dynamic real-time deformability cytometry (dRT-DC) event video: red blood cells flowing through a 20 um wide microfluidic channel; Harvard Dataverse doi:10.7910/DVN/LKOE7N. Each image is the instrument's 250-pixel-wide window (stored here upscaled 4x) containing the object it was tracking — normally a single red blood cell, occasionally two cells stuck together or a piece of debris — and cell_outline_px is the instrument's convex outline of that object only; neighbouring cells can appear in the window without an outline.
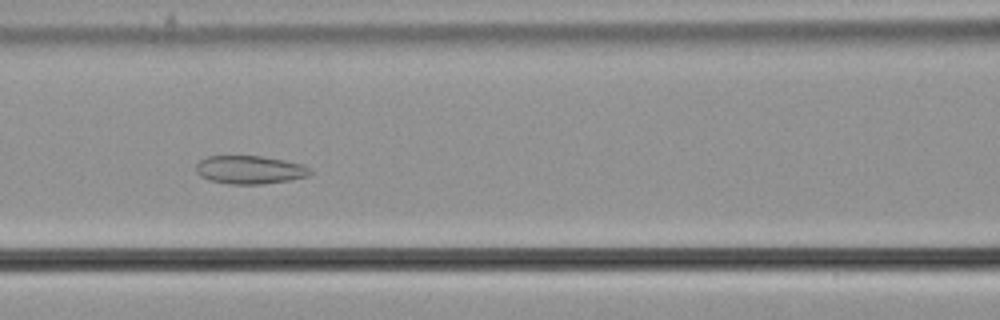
{"species": "common noctule bat (a hibernating species)", "species_latin": "Nyctalus noctula", "temperature_condition": "cold", "stored_images_in_passage": 51, "camera_frame_rate_fps": 3000, "um_per_image_px": 0.085, "animal": {"sex": "male", "body_mass_g": 21.5, "forearm_length_mm": 52.0}, "frame": {"image": 1, "passage_image": 19, "time_ms": 6.0, "image_size_px": [1000, 320], "cell_outline_px": [[312, 172], [308, 176], [288, 180], [260, 184], [228, 184], [208, 180], [200, 176], [196, 172], [196, 164], [200, 160], [208, 156], [260, 156], [284, 160], [304, 164], [312, 168]], "centroid_in_image_um": [21.23, 14.43], "position_along_channel_um": 145.4, "area_um2": 18.9}}
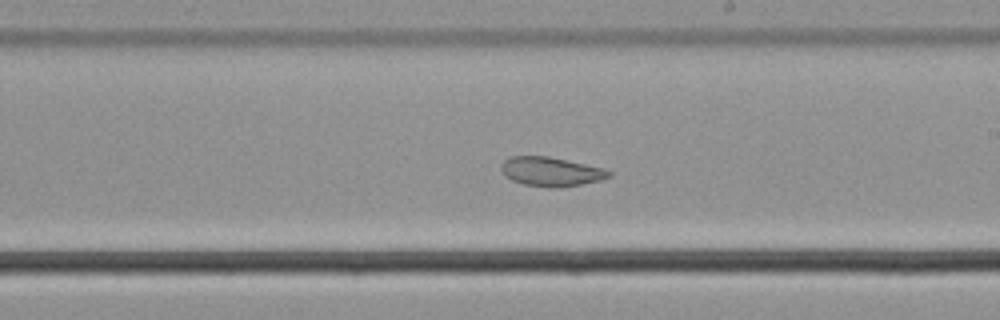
{"frame": {"image": 2, "passage_image": 27, "time_ms": 8.667, "image_size_px": [1000, 320], "cell_outline_px": [[612, 176], [600, 180], [560, 188], [548, 188], [524, 184], [512, 180], [504, 176], [500, 168], [500, 164], [504, 160], [512, 156], [548, 156], [604, 168], [612, 172]], "centroid_in_image_um": [46.82, 14.59], "position_along_channel_um": 242.2, "area_um2": 18.44}}
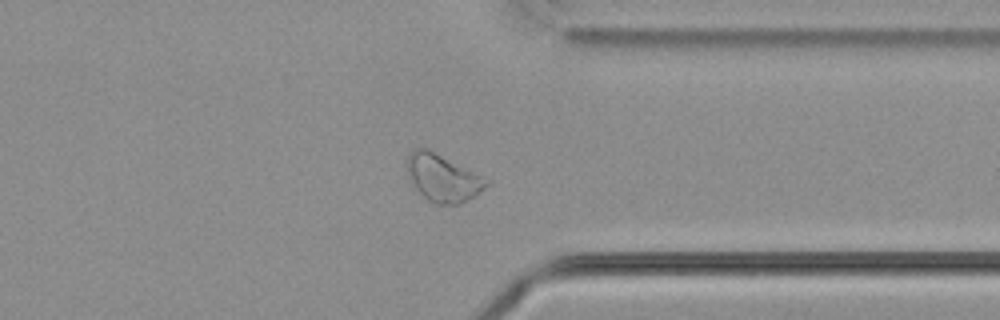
{"frame": {"image": 3, "passage_image": 38, "time_ms": 12.333, "image_size_px": [1000, 320], "cell_outline_px": [[492, 184], [468, 200], [456, 204], [436, 204], [428, 200], [416, 188], [408, 172], [408, 156], [416, 148], [428, 148], [492, 180]], "centroid_in_image_um": [37.73, 15.12], "position_along_channel_um": 373.7, "area_um2": 21.73}}